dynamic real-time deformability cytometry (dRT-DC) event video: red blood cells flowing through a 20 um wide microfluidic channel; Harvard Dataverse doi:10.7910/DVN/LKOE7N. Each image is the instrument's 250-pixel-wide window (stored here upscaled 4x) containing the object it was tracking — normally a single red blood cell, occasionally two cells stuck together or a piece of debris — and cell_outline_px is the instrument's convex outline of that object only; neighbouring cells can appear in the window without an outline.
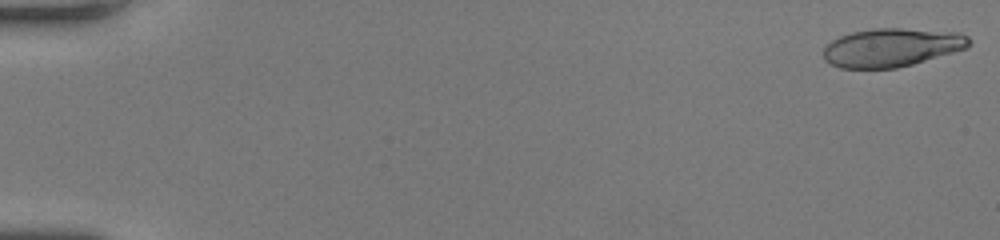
{"species": "human", "species_latin": "Homo sapiens", "temperature_condition": "room temperature", "stored_images_in_passage": 56, "camera_frame_rate_fps": 3000, "um_per_image_px": 0.085, "donor": {"sex": "female"}, "frame": {"image": 1, "passage_image": 1, "time_ms": 0.0, "image_size_px": [1000, 240], "cell_outline_px": [[972, 40], [968, 48], [912, 64], [896, 68], [840, 68], [824, 60], [824, 48], [832, 40], [840, 36], [852, 32], [872, 28], [900, 28], [960, 32], [968, 36]], "centroid_in_image_um": [75.82, 4.02], "position_along_channel_um": 9.2, "area_um2": 32.71}}
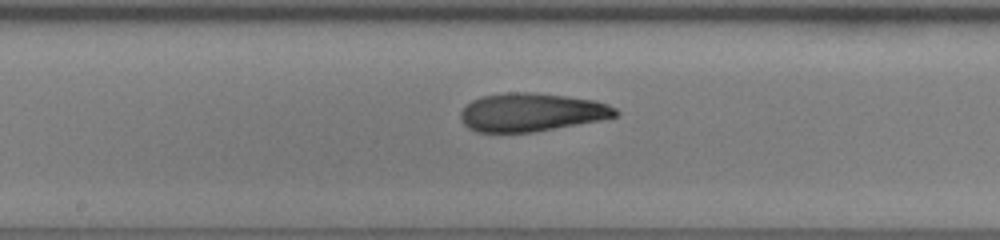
{"frame": {"image": 2, "passage_image": 31, "time_ms": 10.0, "image_size_px": [1000, 240], "cell_outline_px": [[620, 112], [616, 116], [600, 120], [532, 132], [476, 132], [468, 128], [460, 120], [460, 112], [472, 100], [480, 96], [504, 92], [528, 92], [568, 96], [596, 100], [608, 104], [616, 108]], "centroid_in_image_um": [45.16, 9.53], "position_along_channel_um": 203.0, "area_um2": 34.68}}
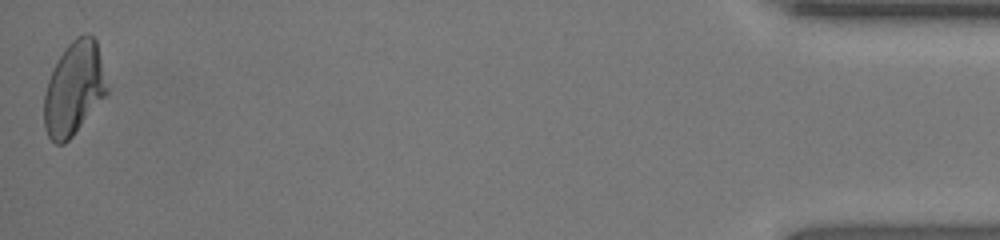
{"frame": {"image": 3, "passage_image": 56, "time_ms": 18.333, "image_size_px": [1000, 240], "cell_outline_px": [[108, 92], [72, 136], [64, 144], [56, 144], [48, 136], [44, 128], [44, 96], [48, 80], [64, 48], [76, 36], [84, 32], [88, 32], [96, 40], [108, 88]], "centroid_in_image_um": [6.28, 7.51], "position_along_channel_um": 428.9, "area_um2": 33.87}, "authors_computed_cell_mechanics": {"area_um2": 34.0153, "velocity_mm_per_s": 3.7449, "shape_relaxation_time_tau1_ms": null, "shape_relaxation_time_tau2_ms": 1.977, "deformation_change_tau1": null, "deformation_change_tau2": 0.0851}}